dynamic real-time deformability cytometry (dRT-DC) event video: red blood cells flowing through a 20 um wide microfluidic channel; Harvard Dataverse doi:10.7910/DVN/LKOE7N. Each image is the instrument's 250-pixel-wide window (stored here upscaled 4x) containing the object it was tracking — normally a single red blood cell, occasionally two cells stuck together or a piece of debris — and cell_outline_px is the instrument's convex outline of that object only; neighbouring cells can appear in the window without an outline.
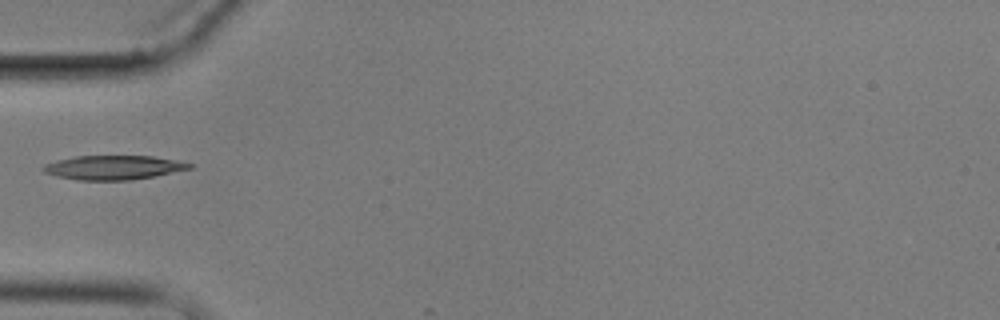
{"species": "common noctule bat (a hibernating species)", "species_latin": "Nyctalus noctula", "temperature_condition": "cold", "stored_images_in_passage": 2, "camera_frame_rate_fps": 3000, "um_per_image_px": 0.085, "animal": {"sex": "male", "body_mass_g": 17.9}, "frame": {"image": 1, "passage_image": 1, "time_ms": 0.0, "image_size_px": [1000, 320], "cell_outline_px": [[196, 164], [192, 168], [152, 176], [128, 180], [80, 180], [56, 176], [44, 172], [40, 168], [44, 164], [56, 160], [76, 156], [152, 156], [176, 160]], "centroid_in_image_um": [9.62, 14.23], "position_along_channel_um": 75.4, "area_um2": 20.52}}